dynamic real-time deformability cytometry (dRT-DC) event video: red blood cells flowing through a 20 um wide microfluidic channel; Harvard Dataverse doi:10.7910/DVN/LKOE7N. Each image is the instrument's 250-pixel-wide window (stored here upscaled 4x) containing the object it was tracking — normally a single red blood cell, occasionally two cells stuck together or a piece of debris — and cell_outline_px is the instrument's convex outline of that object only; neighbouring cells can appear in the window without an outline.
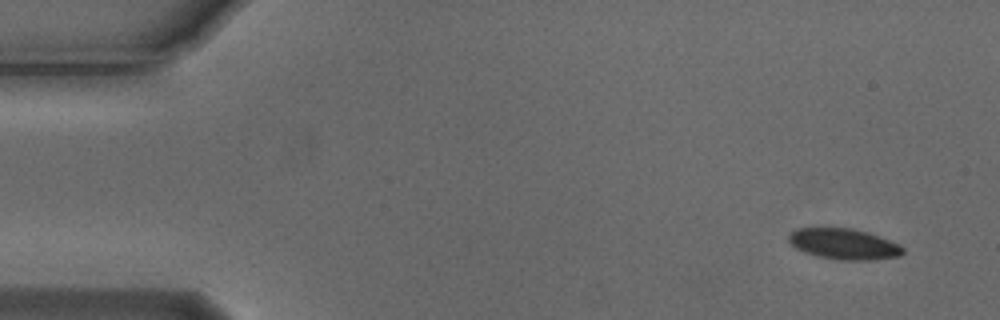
{"species": "Egyptian fruit bat (a non-hibernating species)", "species_latin": "Rousettus aegyptiacus", "temperature_condition": "cold", "stored_images_in_passage": 8, "camera_frame_rate_fps": 3000, "um_per_image_px": 0.085, "animal": {"sex": "male"}, "frame": {"image": 1, "passage_image": 1, "time_ms": 0.0, "image_size_px": [1000, 320], "cell_outline_px": [[904, 252], [900, 256], [872, 260], [840, 260], [816, 256], [804, 252], [796, 248], [788, 240], [788, 236], [792, 232], [800, 228], [852, 228], [868, 232], [888, 240], [904, 248]], "centroid_in_image_um": [71.72, 20.75], "position_along_channel_um": 13.3, "area_um2": 20.35}}
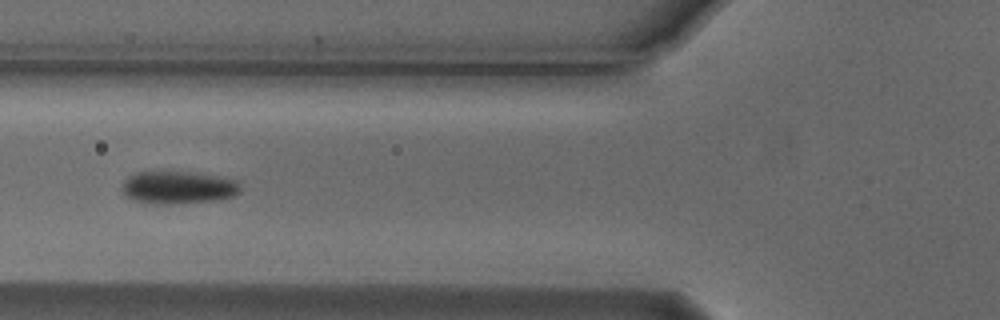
{"frame": {"image": 2, "passage_image": 6, "time_ms": 1.667, "image_size_px": [1000, 320], "cell_outline_px": [[240, 192], [232, 196], [212, 200], [172, 204], [152, 204], [132, 200], [124, 196], [120, 188], [124, 180], [128, 176], [136, 172], [196, 172], [220, 176], [236, 180], [240, 184]], "centroid_in_image_um": [15.09, 15.93], "position_along_channel_um": 110.7, "area_um2": 22.77}}
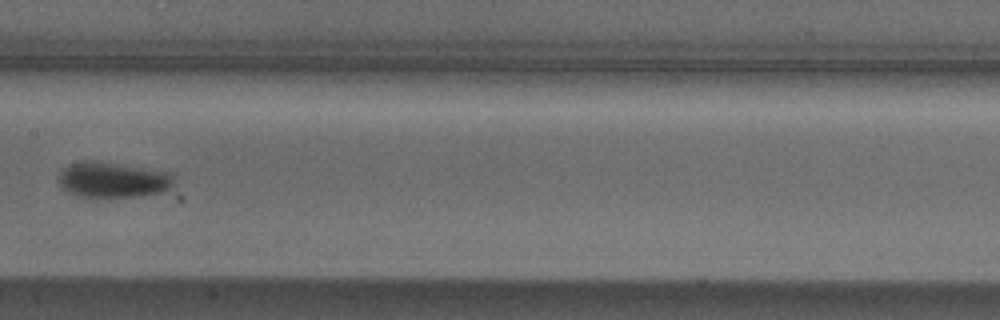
{"frame": {"image": 3, "passage_image": 8, "time_ms": 2.333, "image_size_px": [1000, 320], "cell_outline_px": [[176, 176], [172, 184], [168, 188], [160, 192], [132, 196], [76, 196], [68, 192], [60, 184], [60, 172], [64, 168], [72, 164], [84, 160], [92, 160], [176, 172]], "centroid_in_image_um": [9.64, 15.25], "position_along_channel_um": 197.8, "area_um2": 23.64}}